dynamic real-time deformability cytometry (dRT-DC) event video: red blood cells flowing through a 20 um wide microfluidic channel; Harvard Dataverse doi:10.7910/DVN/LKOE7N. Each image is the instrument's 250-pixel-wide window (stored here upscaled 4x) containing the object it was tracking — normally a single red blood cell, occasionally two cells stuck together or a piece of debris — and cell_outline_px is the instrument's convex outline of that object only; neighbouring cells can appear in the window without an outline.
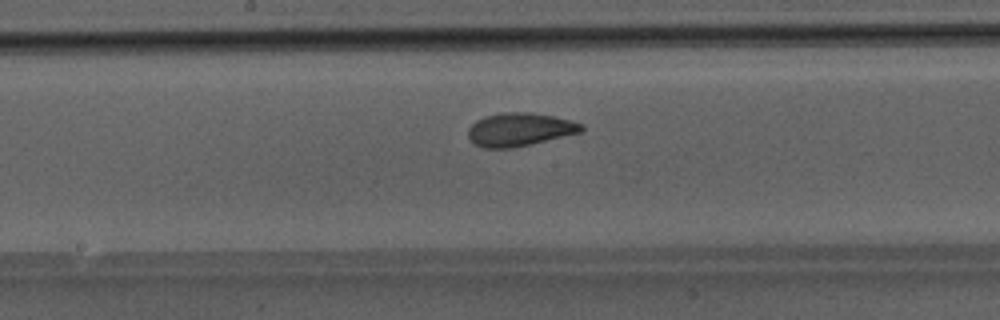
{"species": "Egyptian fruit bat (a non-hibernating species)", "species_latin": "Rousettus aegyptiacus", "temperature_condition": "room temperature", "stored_images_in_passage": 39, "camera_frame_rate_fps": 3000, "um_per_image_px": 0.085, "animal": {"sex": "male"}, "frame": {"image": 1, "passage_image": 16, "time_ms": 5.0, "image_size_px": [1000, 320], "cell_outline_px": [[584, 132], [512, 148], [484, 148], [476, 144], [468, 136], [468, 128], [476, 120], [484, 116], [500, 112], [528, 112], [556, 116], [572, 120], [584, 124]], "centroid_in_image_um": [44.22, 10.99], "position_along_channel_um": 204.0, "area_um2": 22.2}}
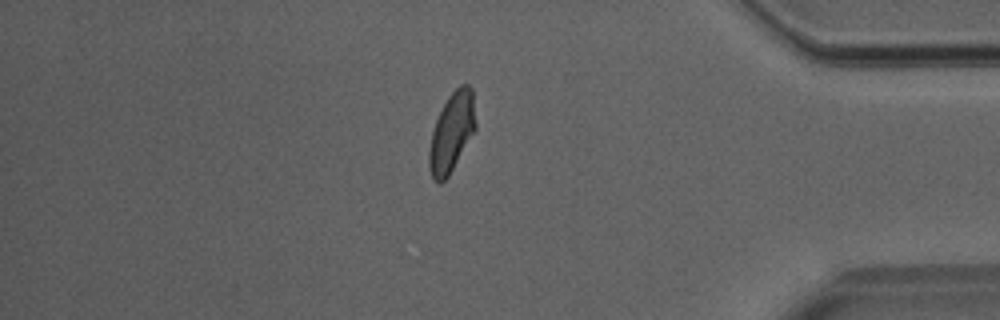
{"frame": {"image": 2, "passage_image": 32, "time_ms": 10.333, "image_size_px": [1000, 320], "cell_outline_px": [[476, 128], [448, 176], [440, 184], [432, 180], [428, 164], [428, 152], [432, 132], [436, 120], [448, 96], [460, 84], [468, 84], [472, 88], [476, 124]], "centroid_in_image_um": [38.38, 11.25], "position_along_channel_um": 396.8, "area_um2": 21.33}}
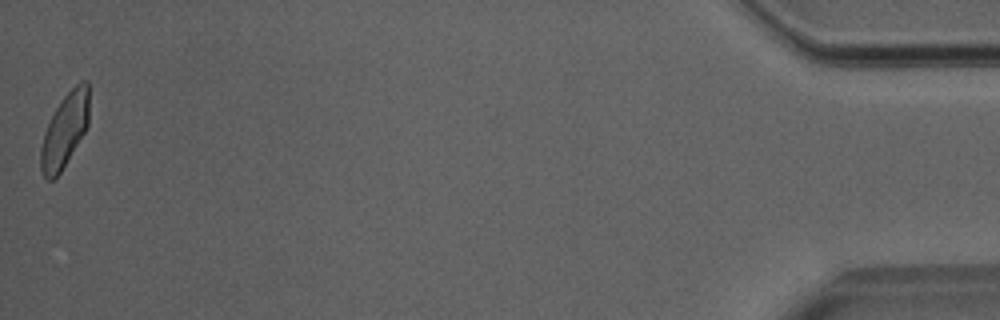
{"frame": {"image": 3, "passage_image": 39, "time_ms": 12.667, "image_size_px": [1000, 320], "cell_outline_px": [[88, 124], [84, 132], [60, 172], [52, 180], [48, 180], [44, 176], [40, 168], [40, 148], [44, 132], [56, 108], [64, 96], [80, 80], [88, 80]], "centroid_in_image_um": [5.49, 11.06], "position_along_channel_um": 429.7, "area_um2": 20.4}}